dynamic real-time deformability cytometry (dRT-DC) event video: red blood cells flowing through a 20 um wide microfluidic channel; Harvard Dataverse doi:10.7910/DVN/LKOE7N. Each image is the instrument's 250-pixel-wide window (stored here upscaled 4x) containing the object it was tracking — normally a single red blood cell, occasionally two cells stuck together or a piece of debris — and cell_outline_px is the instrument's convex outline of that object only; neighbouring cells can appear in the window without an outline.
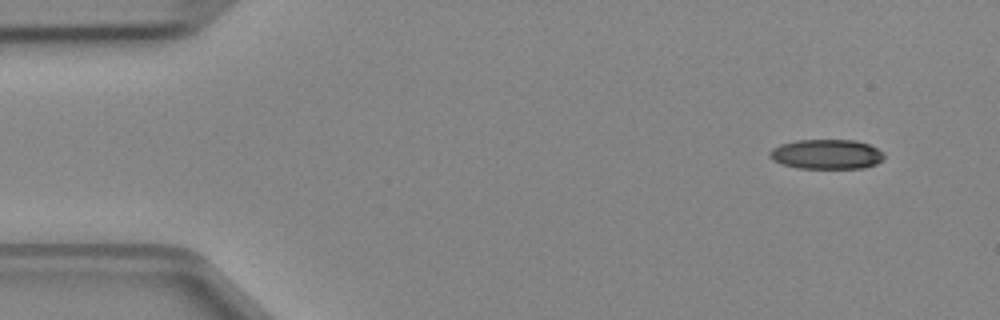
{"species": "Egyptian fruit bat (a non-hibernating species)", "species_latin": "Rousettus aegyptiacus", "temperature_condition": "cold", "stored_images_in_passage": 3, "camera_frame_rate_fps": 3000, "um_per_image_px": 0.085, "animal": {"sex": "female"}, "frame": {"image": 1, "passage_image": 1, "time_ms": 0.0, "image_size_px": [1000, 320], "cell_outline_px": [[884, 156], [876, 164], [864, 168], [796, 168], [780, 164], [772, 160], [768, 156], [768, 152], [772, 148], [780, 144], [796, 140], [856, 140], [868, 144], [884, 152]], "centroid_in_image_um": [70.21, 13.11], "position_along_channel_um": 14.8, "area_um2": 20.0}}
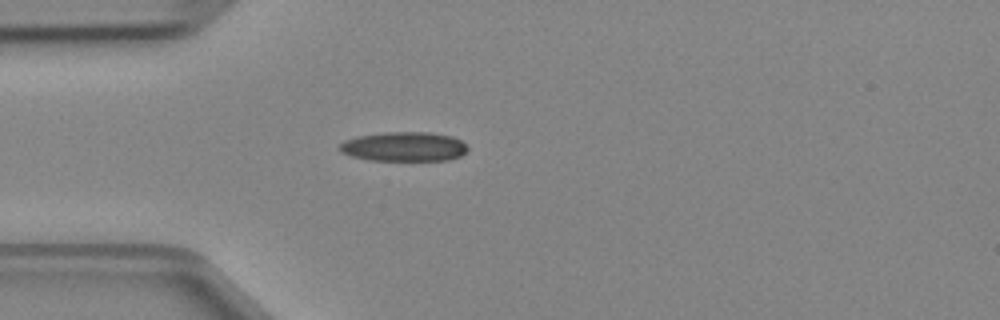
{"frame": {"image": 2, "passage_image": 3, "time_ms": 0.667, "image_size_px": [1000, 320], "cell_outline_px": [[468, 148], [460, 156], [448, 160], [372, 160], [352, 156], [340, 152], [336, 148], [344, 140], [356, 136], [384, 132], [428, 132], [452, 136], [460, 140]], "centroid_in_image_um": [34.29, 12.45], "position_along_channel_um": 50.7, "area_um2": 21.96}}